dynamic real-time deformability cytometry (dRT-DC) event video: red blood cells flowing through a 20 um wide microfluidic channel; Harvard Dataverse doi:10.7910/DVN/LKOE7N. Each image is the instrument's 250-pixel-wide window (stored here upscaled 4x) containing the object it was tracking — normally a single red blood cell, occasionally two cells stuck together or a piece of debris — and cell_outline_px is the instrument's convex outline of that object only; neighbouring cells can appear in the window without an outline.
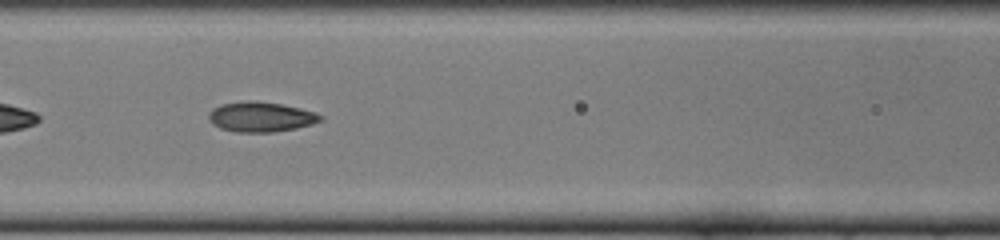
{"species": "common noctule bat (a hibernating species)", "species_latin": "Nyctalus noctula", "temperature_condition": "cold", "stored_images_in_passage": 50, "camera_frame_rate_fps": 3000, "um_per_image_px": 0.085, "animal": {"sex": "female", "body_mass_g": 22.0, "forearm_length_mm": 56.7}, "frame": {"image": 1, "passage_image": 21, "time_ms": 6.667, "image_size_px": [1000, 240], "cell_outline_px": [[324, 120], [312, 124], [296, 128], [272, 132], [236, 132], [220, 128], [212, 124], [208, 120], [208, 112], [212, 108], [220, 104], [248, 100], [256, 100], [280, 104], [300, 108], [316, 112], [324, 116]], "centroid_in_image_um": [22.16, 9.93], "position_along_channel_um": 144.4, "area_um2": 19.83}}
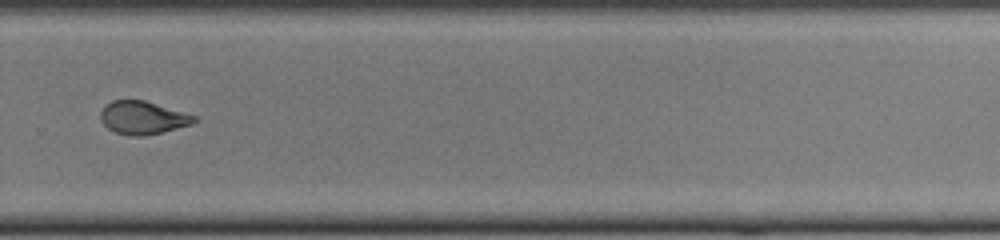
{"frame": {"image": 2, "passage_image": 34, "time_ms": 11.0, "image_size_px": [1000, 240], "cell_outline_px": [[196, 120], [192, 124], [144, 136], [128, 136], [116, 132], [108, 128], [100, 120], [100, 112], [104, 104], [112, 100], [144, 100], [196, 116]], "centroid_in_image_um": [12.08, 10.0], "position_along_channel_um": 317.7, "area_um2": 17.92}}
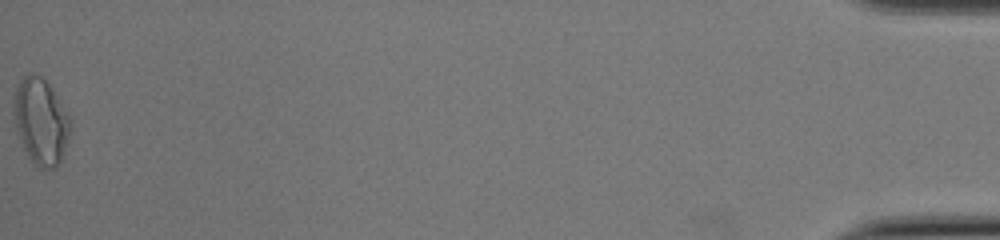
{"frame": {"image": 3, "passage_image": 50, "time_ms": 16.333, "image_size_px": [1000, 240], "cell_outline_px": [[72, 128], [64, 152], [56, 168], [40, 168], [28, 156], [16, 132], [12, 112], [12, 96], [20, 80], [28, 72], [32, 72], [40, 76], [52, 88], [68, 112], [72, 120]], "centroid_in_image_um": [3.46, 10.28], "position_along_channel_um": 431.7, "area_um2": 28.96}, "authors_computed_cell_mechanics": {"area_um2": 19.7387, "velocity_mm_per_s": 4.0098, "shape_relaxation_time_tau1_ms": null, "shape_relaxation_time_tau2_ms": 1.6759, "deformation_change_tau1": null, "deformation_change_tau2": 0.0773}}